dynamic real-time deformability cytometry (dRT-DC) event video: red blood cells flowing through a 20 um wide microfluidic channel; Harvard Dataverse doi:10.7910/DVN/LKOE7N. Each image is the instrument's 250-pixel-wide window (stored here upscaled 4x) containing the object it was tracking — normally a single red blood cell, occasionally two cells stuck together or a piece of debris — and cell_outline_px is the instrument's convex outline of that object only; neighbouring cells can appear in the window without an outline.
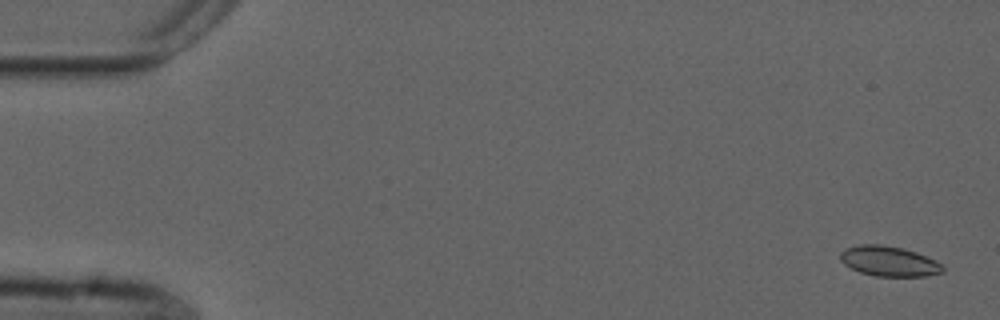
{"species": "common noctule bat (a hibernating species)", "species_latin": "Nyctalus noctula", "temperature_condition": "cold", "stored_images_in_passage": 55, "camera_frame_rate_fps": 3000, "um_per_image_px": 0.085, "animal": {"sex": "male", "forearm_length_mm": 52.5}, "frame": {"image": 1, "passage_image": 2, "time_ms": 0.333, "image_size_px": [1000, 320], "cell_outline_px": [[944, 272], [924, 276], [876, 276], [860, 272], [844, 264], [840, 260], [840, 252], [844, 248], [860, 244], [880, 244], [904, 248], [916, 252], [936, 260], [944, 268]], "centroid_in_image_um": [75.55, 22.19], "position_along_channel_um": 9.5, "area_um2": 18.03}}
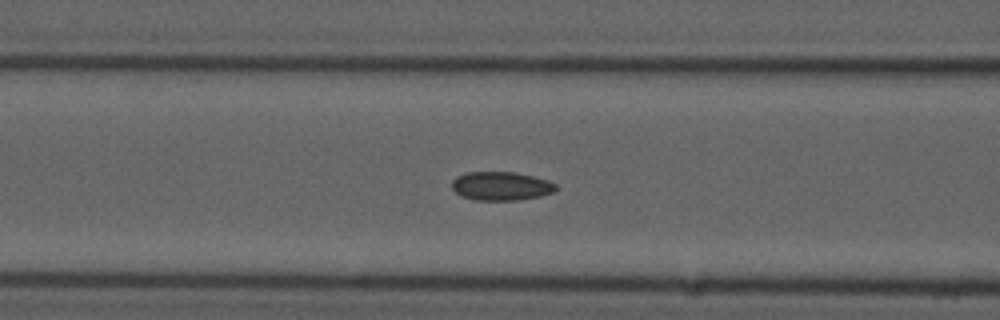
{"frame": {"image": 2, "passage_image": 22, "time_ms": 7.0, "image_size_px": [1000, 320], "cell_outline_px": [[556, 188], [552, 192], [540, 196], [520, 200], [476, 200], [460, 196], [452, 188], [452, 180], [456, 176], [464, 172], [516, 172], [548, 180], [556, 184]], "centroid_in_image_um": [42.56, 15.81], "position_along_channel_um": 124.0, "area_um2": 17.46}}
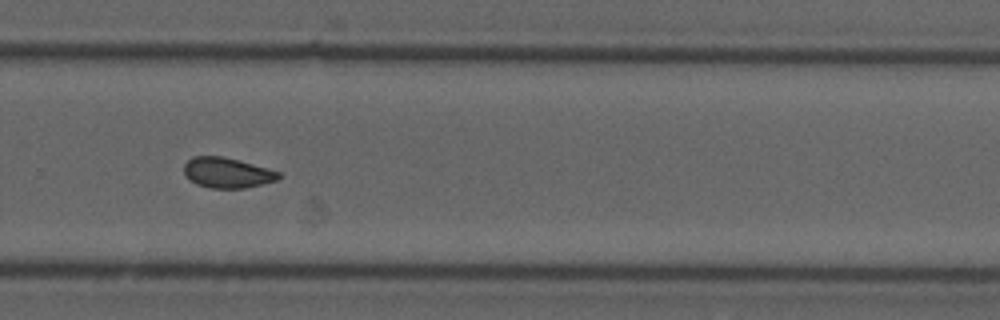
{"frame": {"image": 3, "passage_image": 37, "time_ms": 12.0, "image_size_px": [1000, 320], "cell_outline_px": [[280, 176], [276, 180], [244, 188], [208, 188], [196, 184], [188, 180], [184, 176], [184, 164], [192, 156], [224, 156], [268, 168], [280, 172]], "centroid_in_image_um": [19.25, 14.68], "position_along_channel_um": 310.5, "area_um2": 16.82}, "authors_computed_cell_mechanics": {"area_um2": 17.2822, "velocity_mm_per_s": 3.7388, "shape_relaxation_time_tau1_ms": null, "shape_relaxation_time_tau2_ms": 2.3175, "deformation_change_tau1": null, "deformation_change_tau2": 0.0648}}